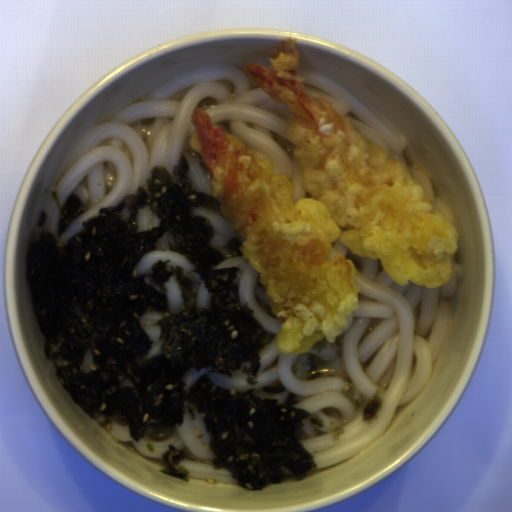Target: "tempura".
<instances>
[{"label":"tempura","instance_id":"tempura-1","mask_svg":"<svg viewBox=\"0 0 512 512\" xmlns=\"http://www.w3.org/2000/svg\"><path fill=\"white\" fill-rule=\"evenodd\" d=\"M242 72L288 110L286 133L301 181L312 197L296 202L292 178L193 108L190 148L211 176L212 197L242 238L241 251L260 273L279 328L275 348L307 354L333 344L359 303L356 268L331 257L338 240L352 255L380 259L398 286L449 282L460 233L408 167L367 140L334 104L311 92L293 39Z\"/></svg>","mask_w":512,"mask_h":512}]
</instances>
